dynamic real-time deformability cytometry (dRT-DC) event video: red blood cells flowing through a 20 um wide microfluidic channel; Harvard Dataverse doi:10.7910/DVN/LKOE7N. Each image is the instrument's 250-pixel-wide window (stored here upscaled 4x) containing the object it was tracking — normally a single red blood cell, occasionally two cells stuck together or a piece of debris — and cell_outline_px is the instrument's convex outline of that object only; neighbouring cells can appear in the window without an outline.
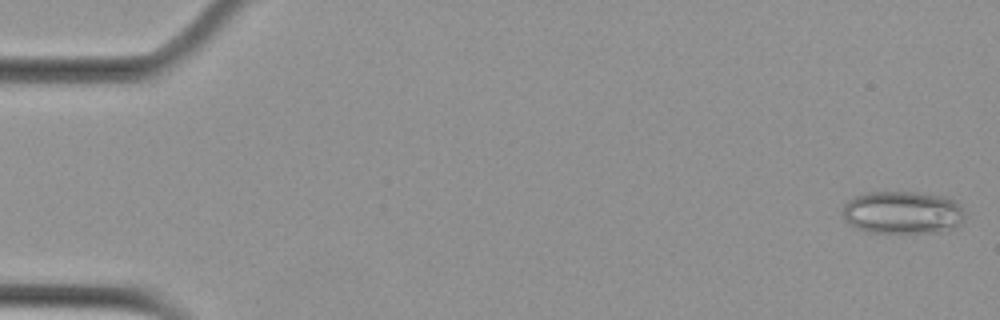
{"species": "Egyptian fruit bat (a non-hibernating species)", "species_latin": "Rousettus aegyptiacus", "temperature_condition": "cold", "stored_images_in_passage": 56, "camera_frame_rate_fps": 3000, "um_per_image_px": 0.085, "animal": {"sex": "female"}, "frame": {"image": 1, "passage_image": 1, "time_ms": 0.0, "image_size_px": [1000, 320], "cell_outline_px": [[964, 216], [952, 228], [936, 232], [868, 232], [856, 228], [844, 216], [844, 204], [848, 200], [856, 196], [868, 192], [912, 192], [944, 196], [952, 200], [964, 212]], "centroid_in_image_um": [76.68, 18.05], "position_along_channel_um": 8.3, "area_um2": 29.71}}
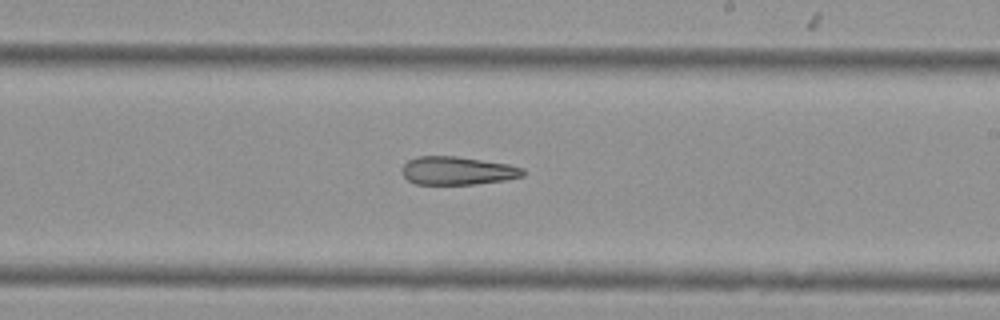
{"frame": {"image": 2, "passage_image": 33, "time_ms": 10.667, "image_size_px": [1000, 320], "cell_outline_px": [[524, 176], [504, 180], [476, 184], [416, 184], [408, 180], [400, 172], [400, 168], [408, 160], [416, 156], [456, 156], [508, 164], [524, 168]], "centroid_in_image_um": [38.85, 14.5], "position_along_channel_um": 250.2, "area_um2": 20.0}}
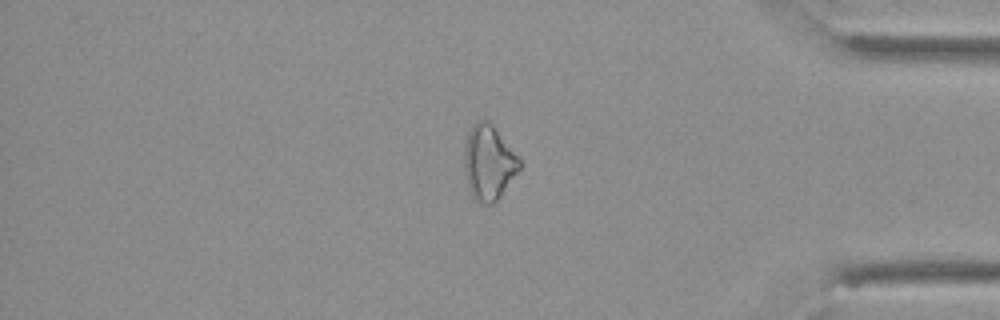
{"frame": {"image": 3, "passage_image": 47, "time_ms": 15.333, "image_size_px": [1000, 320], "cell_outline_px": [[520, 168], [500, 196], [492, 204], [480, 204], [472, 196], [468, 184], [464, 168], [464, 148], [468, 132], [472, 124], [480, 120], [488, 120], [492, 124], [520, 160]], "centroid_in_image_um": [41.5, 13.82], "position_along_channel_um": 393.7, "area_um2": 23.7}}